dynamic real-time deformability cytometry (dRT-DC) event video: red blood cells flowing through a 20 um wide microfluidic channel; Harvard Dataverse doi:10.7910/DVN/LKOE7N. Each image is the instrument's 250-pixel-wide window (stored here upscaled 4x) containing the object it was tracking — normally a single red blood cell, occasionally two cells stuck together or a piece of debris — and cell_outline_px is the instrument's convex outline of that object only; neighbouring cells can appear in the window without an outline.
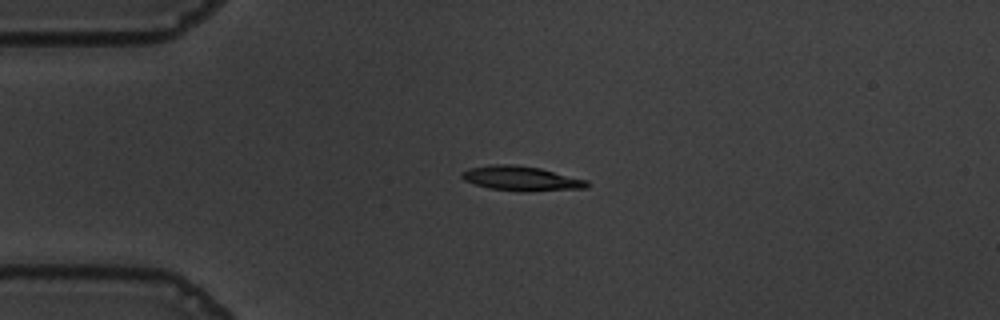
{"species": "common noctule bat (a hibernating species)", "species_latin": "Nyctalus noctula", "temperature_condition": "warm", "stored_images_in_passage": 43, "camera_frame_rate_fps": 3000, "um_per_image_px": 0.085, "animal": {"sex": "male", "body_mass_g": 19.5, "forearm_length_mm": 54.6}, "frame": {"image": 1, "passage_image": 1, "time_ms": 0.0, "image_size_px": [1000, 320], "cell_outline_px": [[588, 188], [528, 192], [520, 192], [488, 188], [464, 180], [460, 176], [468, 168], [492, 164], [512, 164], [540, 168], [588, 180]], "centroid_in_image_um": [44.33, 15.18], "position_along_channel_um": 40.7, "area_um2": 18.09}}
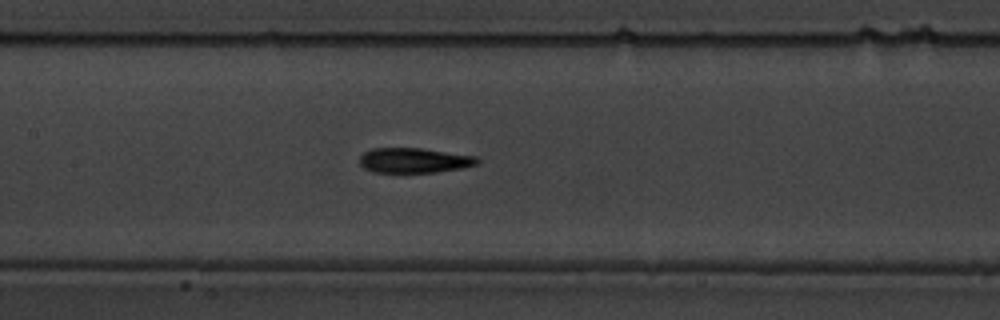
{"frame": {"image": 2, "passage_image": 14, "time_ms": 4.333, "image_size_px": [1000, 320], "cell_outline_px": [[480, 160], [476, 164], [460, 168], [436, 172], [372, 172], [364, 168], [360, 164], [360, 156], [364, 152], [372, 148], [420, 148], [476, 156]], "centroid_in_image_um": [35.17, 13.63], "position_along_channel_um": 172.2, "area_um2": 16.99}}
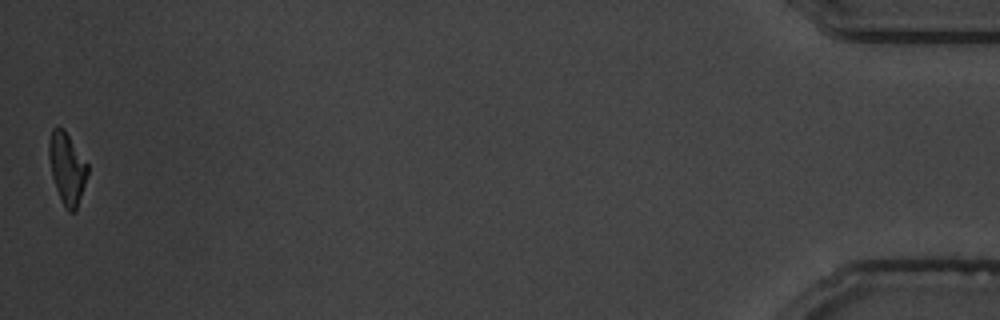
{"frame": {"image": 3, "passage_image": 43, "time_ms": 14.0, "image_size_px": [1000, 320], "cell_outline_px": [[88, 172], [76, 212], [68, 212], [64, 208], [56, 188], [52, 176], [48, 156], [48, 144], [52, 128], [64, 128], [88, 164]], "centroid_in_image_um": [5.69, 14.32], "position_along_channel_um": 429.5, "area_um2": 16.13}, "authors_computed_cell_mechanics": {"area_um2": 17.1666, "velocity_mm_per_s": 3.6359, "shape_relaxation_time_tau1_ms": 3.2107, "shape_relaxation_time_tau2_ms": 2.6306, "deformation_change_tau1": 0.1943, "deformation_change_tau2": 0.1175}}